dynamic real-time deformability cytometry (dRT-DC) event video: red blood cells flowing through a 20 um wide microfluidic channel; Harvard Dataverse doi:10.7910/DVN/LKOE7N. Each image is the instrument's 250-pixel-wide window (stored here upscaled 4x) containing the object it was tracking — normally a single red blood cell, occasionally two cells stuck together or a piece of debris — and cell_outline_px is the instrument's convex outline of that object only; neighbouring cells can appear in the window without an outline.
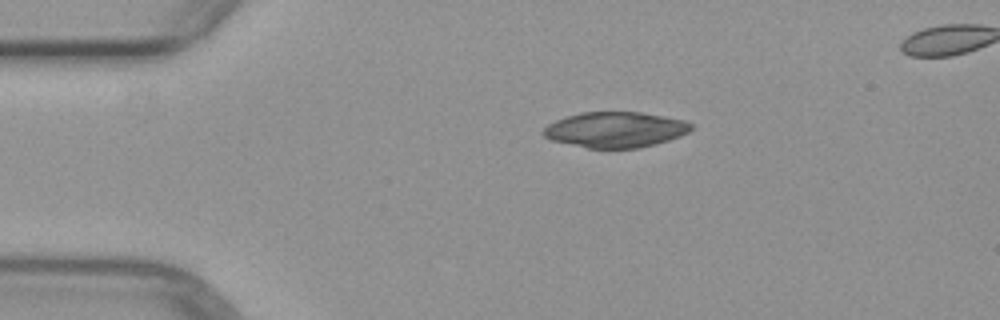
{"species": "common noctule bat (a hibernating species)", "species_latin": "Nyctalus noctula", "temperature_condition": "warm", "stored_images_in_passage": 3, "segment_of_instrument_passage": [1, 2], "camera_frame_rate_fps": 3000, "um_per_image_px": 0.085, "animal": {"sex": "female", "body_mass_g": 29.2, "forearm_length_mm": 56.3}, "frame": {"image": 1, "passage_image": 1, "time_ms": 0.0, "image_size_px": [1000, 320], "cell_outline_px": [[692, 128], [688, 132], [680, 136], [656, 144], [636, 148], [588, 148], [552, 140], [544, 136], [540, 132], [548, 124], [556, 120], [580, 112], [640, 112], [664, 116], [684, 120], [692, 124]], "centroid_in_image_um": [52.3, 11.02], "position_along_channel_um": 32.7, "area_um2": 30.52}}